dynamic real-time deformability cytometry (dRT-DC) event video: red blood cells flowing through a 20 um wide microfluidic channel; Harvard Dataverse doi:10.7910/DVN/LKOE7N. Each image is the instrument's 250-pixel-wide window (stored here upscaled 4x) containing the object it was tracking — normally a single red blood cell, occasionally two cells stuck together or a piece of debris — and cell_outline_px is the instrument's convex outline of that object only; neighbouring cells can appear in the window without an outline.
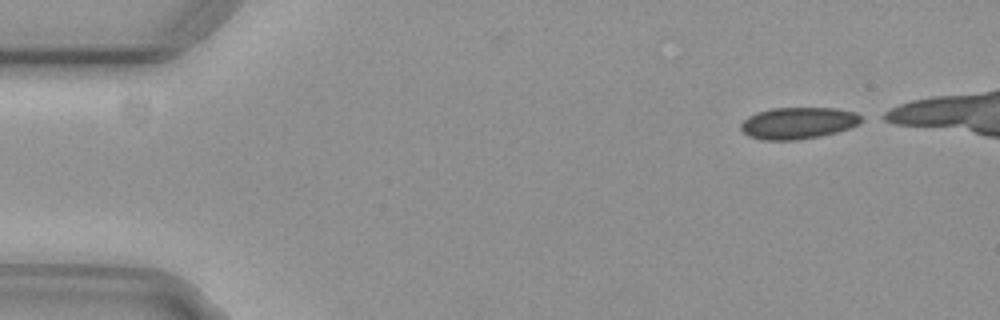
{"species": "common noctule bat (a hibernating species)", "species_latin": "Nyctalus noctula", "temperature_condition": "cold", "stored_images_in_passage": 41, "camera_frame_rate_fps": 3000, "um_per_image_px": 0.085, "animal": {"sex": "female", "body_mass_g": 29.2, "forearm_length_mm": 56.3}, "frame": {"image": 1, "passage_image": 1, "time_ms": 0.0, "image_size_px": [1000, 320], "cell_outline_px": [[864, 120], [848, 128], [836, 132], [820, 136], [796, 140], [764, 140], [748, 136], [740, 128], [740, 124], [748, 116], [756, 112], [772, 108], [836, 108], [856, 112], [864, 116]], "centroid_in_image_um": [67.84, 10.45], "position_along_channel_um": 17.2, "area_um2": 22.31}}
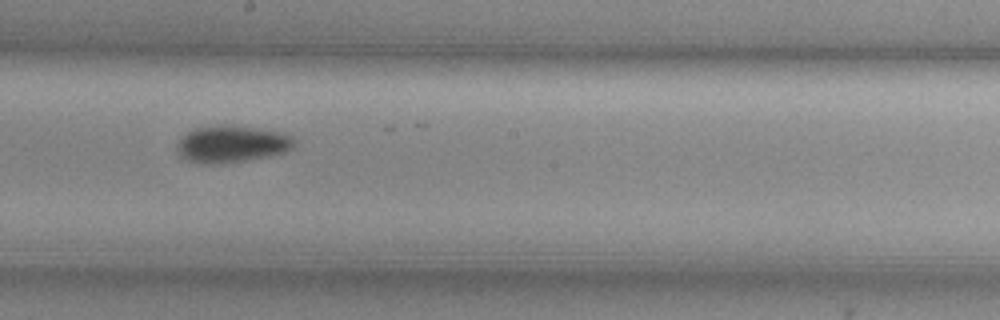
{"frame": {"image": 2, "passage_image": 26, "time_ms": 8.333, "image_size_px": [1000, 320], "cell_outline_px": [[292, 148], [284, 152], [268, 156], [244, 160], [216, 164], [196, 164], [180, 156], [176, 148], [176, 144], [192, 128], [252, 128], [280, 132], [292, 136]], "centroid_in_image_um": [19.65, 12.3], "position_along_channel_um": 228.6, "area_um2": 24.1}}
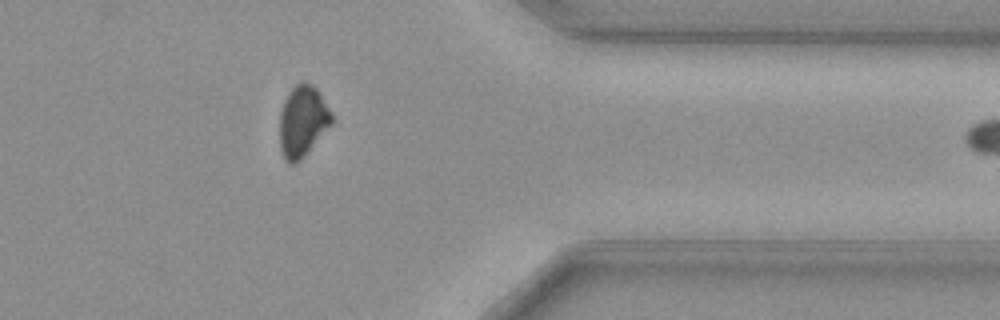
{"frame": {"image": 3, "passage_image": 40, "time_ms": 13.0, "image_size_px": [1000, 320], "cell_outline_px": [[332, 124], [300, 160], [296, 164], [288, 164], [284, 160], [280, 148], [280, 112], [284, 100], [288, 92], [300, 80], [304, 80], [312, 84], [316, 88], [332, 112]], "centroid_in_image_um": [25.71, 10.29], "position_along_channel_um": 385.7, "area_um2": 21.73}}